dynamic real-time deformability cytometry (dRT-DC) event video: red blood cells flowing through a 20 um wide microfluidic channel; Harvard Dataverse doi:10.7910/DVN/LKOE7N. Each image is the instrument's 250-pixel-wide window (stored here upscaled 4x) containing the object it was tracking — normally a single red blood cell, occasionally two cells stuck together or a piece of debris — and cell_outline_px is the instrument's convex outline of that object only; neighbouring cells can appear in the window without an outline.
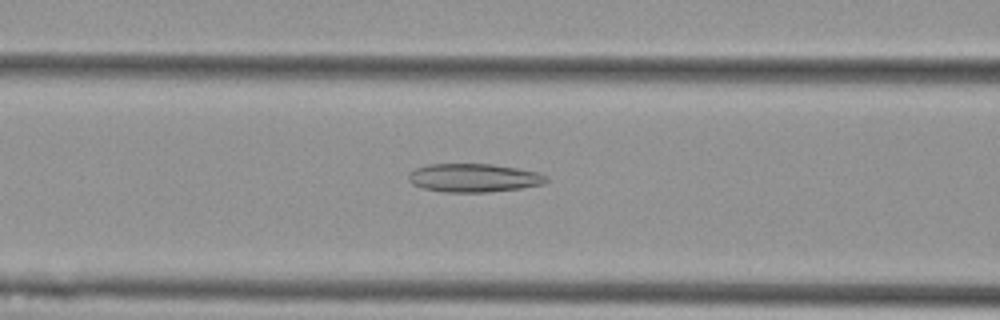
{"species": "Egyptian fruit bat (a non-hibernating species)", "species_latin": "Rousettus aegyptiacus", "temperature_condition": "cold", "stored_images_in_passage": 36, "camera_frame_rate_fps": 3000, "um_per_image_px": 0.085, "animal": {"sex": "female"}, "frame": {"image": 1, "passage_image": 6, "time_ms": 1.667, "image_size_px": [1000, 320], "cell_outline_px": [[548, 180], [544, 184], [520, 188], [488, 192], [444, 192], [424, 188], [412, 184], [408, 180], [408, 172], [416, 168], [428, 164], [492, 164], [516, 168], [536, 172], [544, 176]], "centroid_in_image_um": [40.22, 15.12], "position_along_channel_um": 126.4, "area_um2": 22.72}}
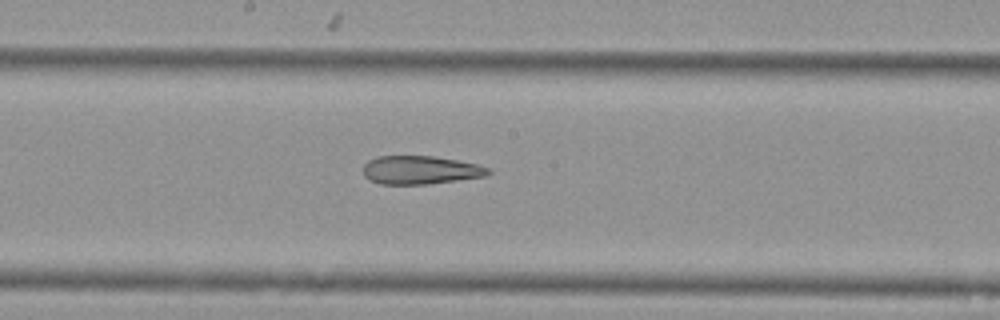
{"frame": {"image": 2, "passage_image": 13, "time_ms": 4.0, "image_size_px": [1000, 320], "cell_outline_px": [[492, 172], [484, 176], [428, 184], [380, 184], [368, 180], [364, 176], [364, 164], [368, 160], [376, 156], [432, 156], [480, 164], [492, 168]], "centroid_in_image_um": [35.73, 14.45], "position_along_channel_um": 212.5, "area_um2": 20.81}}
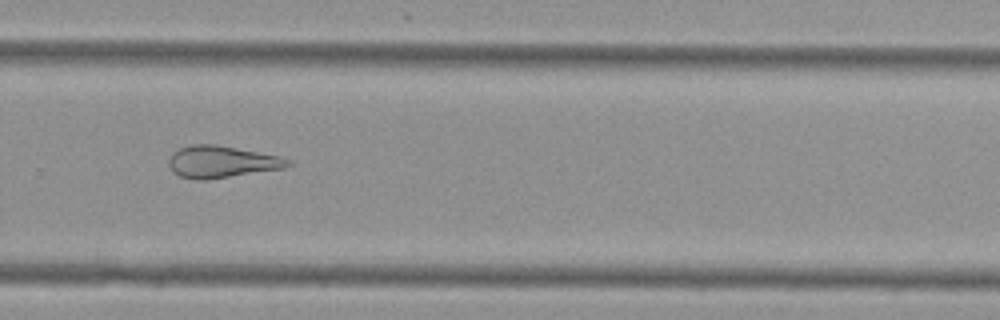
{"frame": {"image": 3, "passage_image": 21, "time_ms": 6.667, "image_size_px": [1000, 320], "cell_outline_px": [[292, 164], [284, 168], [208, 180], [196, 180], [180, 176], [172, 172], [168, 164], [168, 160], [172, 152], [180, 148], [192, 144], [216, 144], [280, 156], [288, 160]], "centroid_in_image_um": [18.79, 13.76], "position_along_channel_um": 311.0, "area_um2": 22.25}, "authors_computed_cell_mechanics": {"area_um2": 22.4842, "velocity_mm_per_s": 3.7052, "shape_relaxation_time_tau1_ms": null, "shape_relaxation_time_tau2_ms": 5.2712, "deformation_change_tau1": null, "deformation_change_tau2": 0.1642}}